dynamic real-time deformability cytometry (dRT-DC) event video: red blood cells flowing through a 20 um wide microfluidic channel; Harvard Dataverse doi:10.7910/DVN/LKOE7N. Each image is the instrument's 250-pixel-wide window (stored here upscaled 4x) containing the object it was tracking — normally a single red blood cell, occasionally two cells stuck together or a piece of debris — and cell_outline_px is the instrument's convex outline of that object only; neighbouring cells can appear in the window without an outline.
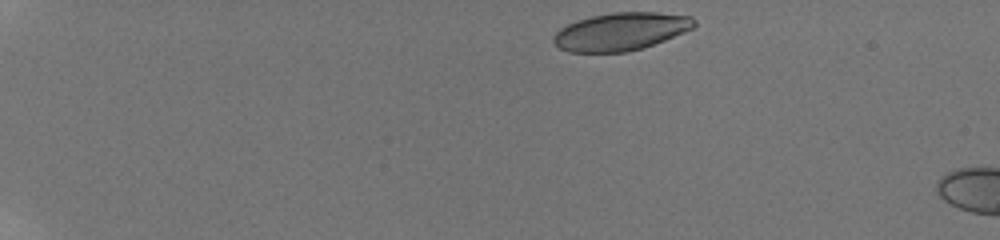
{"species": "human", "species_latin": "Homo sapiens", "temperature_condition": "room temperature", "stored_images_in_passage": 7, "camera_frame_rate_fps": 3000, "um_per_image_px": 0.085, "donor": {"sex": "male"}, "frame": {"image": 1, "passage_image": 1, "time_ms": 0.0, "image_size_px": [1000, 240], "cell_outline_px": [[696, 24], [692, 28], [664, 40], [628, 52], [568, 52], [560, 48], [552, 40], [556, 32], [560, 28], [576, 20], [592, 16], [612, 12], [656, 12], [692, 16], [696, 20]], "centroid_in_image_um": [52.75, 2.67], "position_along_channel_um": 32.2, "area_um2": 30.81}}